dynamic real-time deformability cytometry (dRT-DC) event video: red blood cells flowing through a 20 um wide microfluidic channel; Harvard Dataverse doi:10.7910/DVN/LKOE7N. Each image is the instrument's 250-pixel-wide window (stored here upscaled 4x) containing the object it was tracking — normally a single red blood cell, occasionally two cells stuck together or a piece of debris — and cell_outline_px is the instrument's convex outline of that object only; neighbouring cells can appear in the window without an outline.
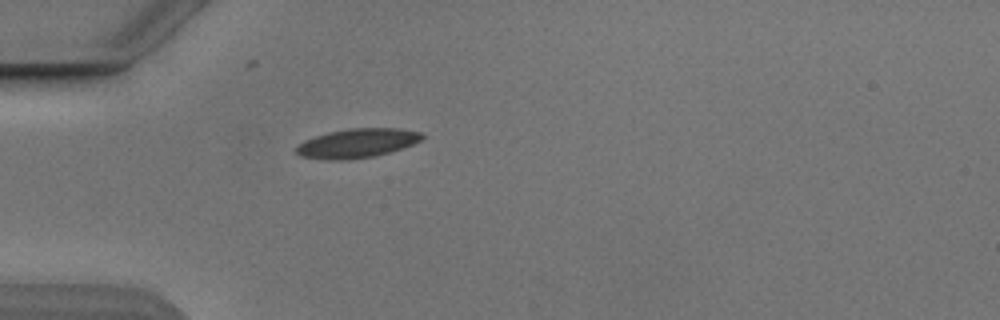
{"species": "Egyptian fruit bat (a non-hibernating species)", "species_latin": "Rousettus aegyptiacus", "temperature_condition": "cold", "stored_images_in_passage": 38, "camera_frame_rate_fps": 3000, "um_per_image_px": 0.085, "animal": {"sex": "male"}, "frame": {"image": 1, "passage_image": 1, "time_ms": 0.0, "image_size_px": [1000, 320], "cell_outline_px": [[424, 136], [420, 140], [412, 144], [388, 152], [372, 156], [348, 160], [324, 160], [300, 156], [296, 152], [296, 148], [304, 140], [328, 132], [348, 128], [400, 128], [424, 132]], "centroid_in_image_um": [30.35, 12.16], "position_along_channel_um": 54.7, "area_um2": 21.33}}
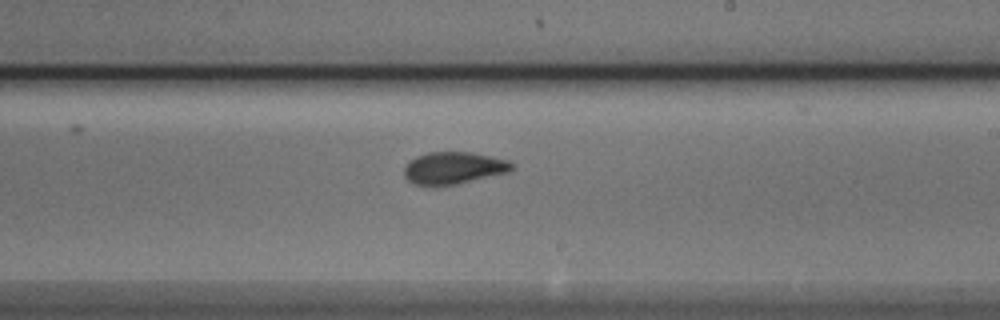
{"frame": {"image": 2, "passage_image": 17, "time_ms": 5.333, "image_size_px": [1000, 320], "cell_outline_px": [[516, 164], [508, 172], [456, 184], [416, 184], [408, 180], [404, 176], [404, 168], [408, 160], [416, 156], [428, 152], [472, 152], [508, 160]], "centroid_in_image_um": [38.56, 14.25], "position_along_channel_um": 250.4, "area_um2": 19.94}}
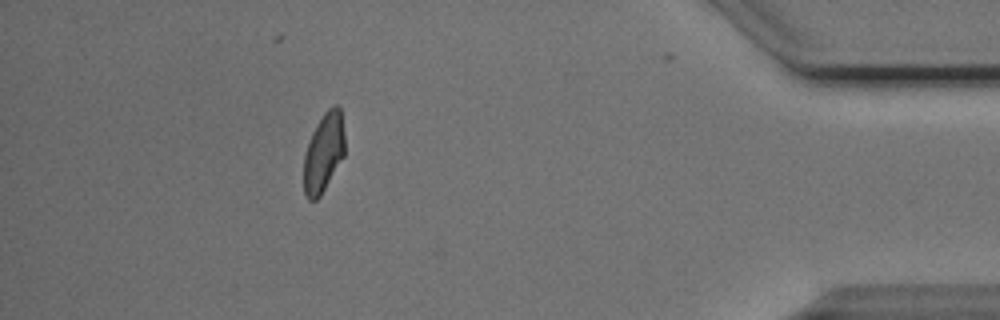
{"frame": {"image": 3, "passage_image": 33, "time_ms": 10.667, "image_size_px": [1000, 320], "cell_outline_px": [[344, 156], [320, 196], [316, 200], [308, 200], [304, 192], [304, 156], [312, 132], [316, 124], [324, 112], [328, 108], [336, 104], [340, 108], [344, 132]], "centroid_in_image_um": [27.51, 12.96], "position_along_channel_um": 407.7, "area_um2": 18.79}, "authors_computed_cell_mechanics": {"area_um2": 20.0277, "velocity_mm_per_s": 3.8538, "shape_relaxation_time_tau1_ms": 4.0328, "shape_relaxation_time_tau2_ms": 1.4622, "deformation_change_tau1": 0.1311, "deformation_change_tau2": 0.0644}}